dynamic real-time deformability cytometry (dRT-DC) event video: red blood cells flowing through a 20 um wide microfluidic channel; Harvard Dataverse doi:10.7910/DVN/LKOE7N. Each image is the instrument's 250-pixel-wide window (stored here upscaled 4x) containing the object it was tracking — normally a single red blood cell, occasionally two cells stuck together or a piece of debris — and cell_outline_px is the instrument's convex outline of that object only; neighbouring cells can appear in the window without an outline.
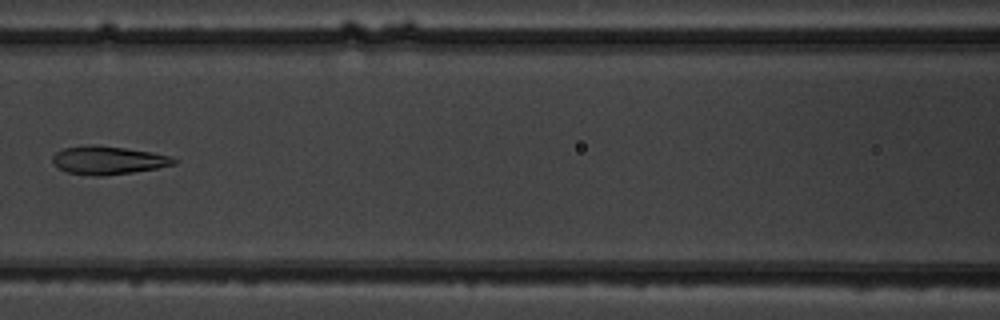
{"species": "common noctule bat (a hibernating species)", "species_latin": "Nyctalus noctula", "temperature_condition": "warm", "stored_images_in_passage": 9, "camera_frame_rate_fps": 3000, "um_per_image_px": 0.085, "animal": {"sex": "male", "body_mass_g": 19.5, "forearm_length_mm": 54.6}, "frame": {"image": 1, "passage_image": 8, "time_ms": 8.333, "image_size_px": [1000, 320], "cell_outline_px": [[176, 164], [156, 168], [132, 172], [104, 176], [92, 176], [68, 172], [52, 164], [52, 156], [56, 152], [64, 148], [88, 144], [96, 144], [152, 152], [168, 156], [176, 160]], "centroid_in_image_um": [9.14, 13.61], "position_along_channel_um": 157.5, "area_um2": 19.94}}
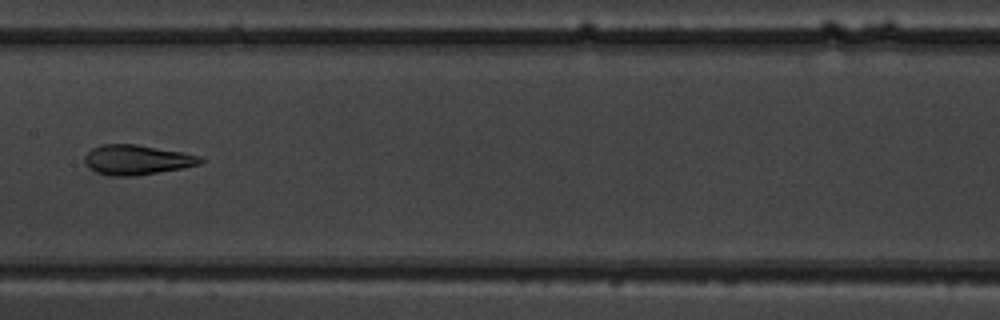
{"frame": {"image": 2, "passage_image": 9, "time_ms": 9.333, "image_size_px": [1000, 320], "cell_outline_px": [[204, 160], [200, 164], [180, 168], [136, 176], [108, 176], [96, 172], [88, 168], [84, 160], [84, 156], [92, 148], [100, 144], [136, 144], [184, 152], [200, 156]], "centroid_in_image_um": [11.6, 13.58], "position_along_channel_um": 195.8, "area_um2": 20.23}}